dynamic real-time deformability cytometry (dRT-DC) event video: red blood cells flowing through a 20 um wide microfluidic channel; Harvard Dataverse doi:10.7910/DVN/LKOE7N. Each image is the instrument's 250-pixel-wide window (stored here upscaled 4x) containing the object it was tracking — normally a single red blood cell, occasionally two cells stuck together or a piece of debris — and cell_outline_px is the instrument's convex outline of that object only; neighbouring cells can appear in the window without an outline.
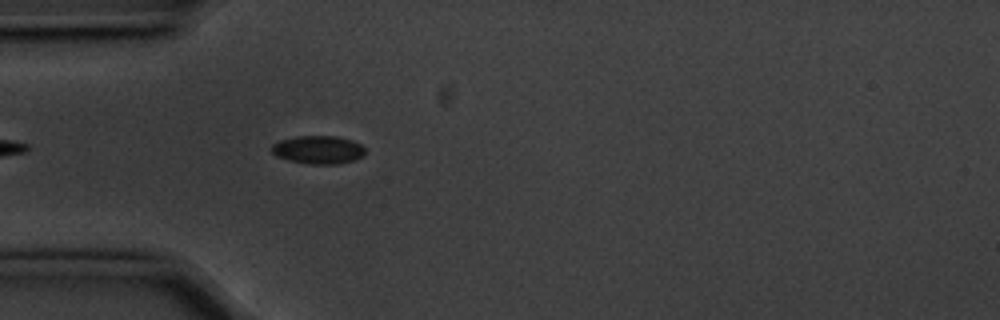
{"species": "common noctule bat (a hibernating species)", "species_latin": "Nyctalus noctula", "temperature_condition": "cold", "stored_images_in_passage": 16, "camera_frame_rate_fps": 3000, "um_per_image_px": 0.085, "animal": {"sex": "male", "body_mass_g": 20.1, "forearm_length_mm": 53.5}, "frame": {"image": 1, "passage_image": 5, "time_ms": 1.333, "image_size_px": [1000, 320], "cell_outline_px": [[364, 156], [356, 160], [336, 164], [308, 164], [276, 156], [272, 152], [272, 144], [280, 140], [296, 136], [336, 136], [352, 140], [360, 144], [364, 148]], "centroid_in_image_um": [27.07, 12.72], "position_along_channel_um": 57.9, "area_um2": 15.32}}